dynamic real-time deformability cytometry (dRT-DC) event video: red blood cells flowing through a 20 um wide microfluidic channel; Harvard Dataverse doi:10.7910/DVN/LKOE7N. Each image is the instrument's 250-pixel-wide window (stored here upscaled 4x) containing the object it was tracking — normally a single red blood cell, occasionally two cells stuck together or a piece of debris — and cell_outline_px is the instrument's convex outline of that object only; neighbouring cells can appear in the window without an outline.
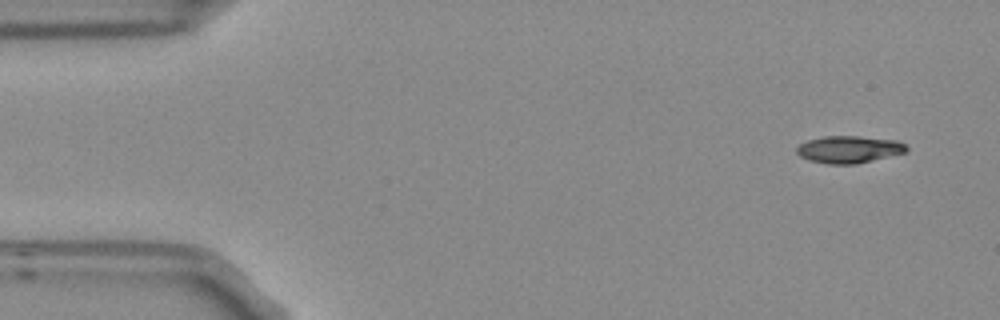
{"species": "Egyptian fruit bat (a non-hibernating species)", "species_latin": "Rousettus aegyptiacus", "temperature_condition": "room temperature", "stored_images_in_passage": 5, "camera_frame_rate_fps": 3000, "um_per_image_px": 0.085, "frame": {"image": 1, "passage_image": 5, "time_ms": 1.333, "image_size_px": [1000, 320], "cell_outline_px": [[908, 152], [856, 164], [828, 164], [808, 160], [800, 156], [796, 152], [796, 148], [800, 144], [808, 140], [824, 136], [856, 136], [896, 140], [904, 144], [908, 148]], "centroid_in_image_um": [72.16, 12.7], "position_along_channel_um": 12.8, "area_um2": 17.4}}